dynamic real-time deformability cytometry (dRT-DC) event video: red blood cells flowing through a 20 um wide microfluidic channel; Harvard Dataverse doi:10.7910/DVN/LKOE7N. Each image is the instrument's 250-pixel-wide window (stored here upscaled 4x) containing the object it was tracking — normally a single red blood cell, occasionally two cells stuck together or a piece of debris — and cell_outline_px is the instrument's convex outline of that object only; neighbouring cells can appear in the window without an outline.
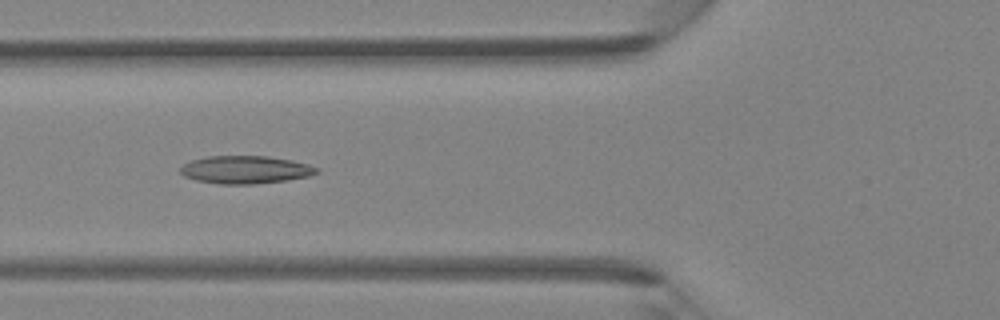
{"species": "Egyptian fruit bat (a non-hibernating species)", "species_latin": "Rousettus aegyptiacus", "temperature_condition": "room temperature", "stored_images_in_passage": 45, "camera_frame_rate_fps": 3000, "um_per_image_px": 0.085, "animal": {"sex": "female"}, "frame": {"image": 1, "passage_image": 17, "time_ms": 5.333, "image_size_px": [1000, 320], "cell_outline_px": [[320, 172], [308, 176], [288, 180], [252, 184], [220, 184], [196, 180], [184, 176], [180, 172], [180, 168], [184, 164], [192, 160], [208, 156], [268, 156], [292, 160], [308, 164], [320, 168]], "centroid_in_image_um": [20.89, 14.42], "position_along_channel_um": 104.9, "area_um2": 22.14}}
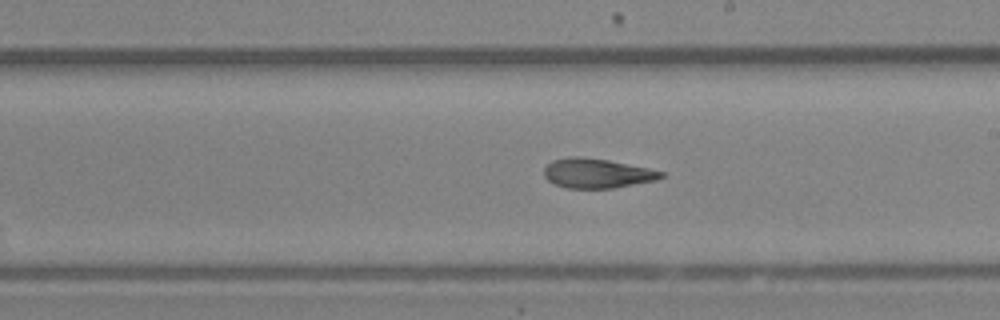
{"frame": {"image": 2, "passage_image": 26, "time_ms": 8.333, "image_size_px": [1000, 320], "cell_outline_px": [[664, 176], [656, 180], [612, 188], [568, 188], [556, 184], [548, 180], [544, 176], [544, 168], [552, 160], [568, 156], [580, 156], [608, 160], [648, 168], [664, 172]], "centroid_in_image_um": [50.72, 14.72], "position_along_channel_um": 238.3, "area_um2": 20.06}}
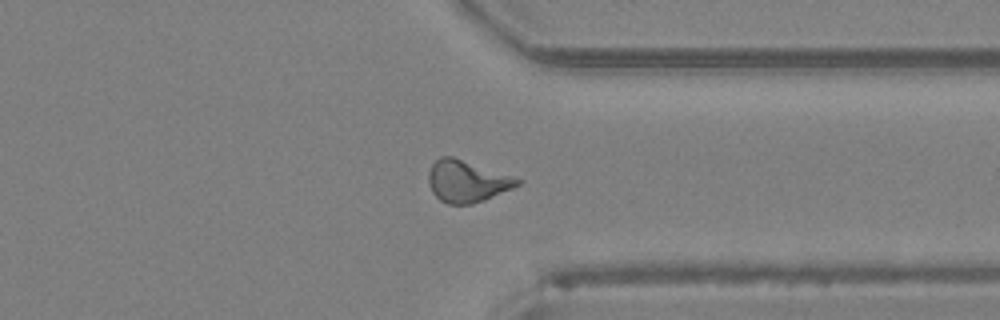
{"frame": {"image": 3, "passage_image": 35, "time_ms": 11.333, "image_size_px": [1000, 320], "cell_outline_px": [[524, 180], [520, 184], [512, 188], [484, 200], [472, 204], [448, 204], [440, 200], [432, 192], [428, 180], [428, 172], [432, 164], [440, 156], [452, 156]], "centroid_in_image_um": [39.67, 15.41], "position_along_channel_um": 371.7, "area_um2": 21.5}}